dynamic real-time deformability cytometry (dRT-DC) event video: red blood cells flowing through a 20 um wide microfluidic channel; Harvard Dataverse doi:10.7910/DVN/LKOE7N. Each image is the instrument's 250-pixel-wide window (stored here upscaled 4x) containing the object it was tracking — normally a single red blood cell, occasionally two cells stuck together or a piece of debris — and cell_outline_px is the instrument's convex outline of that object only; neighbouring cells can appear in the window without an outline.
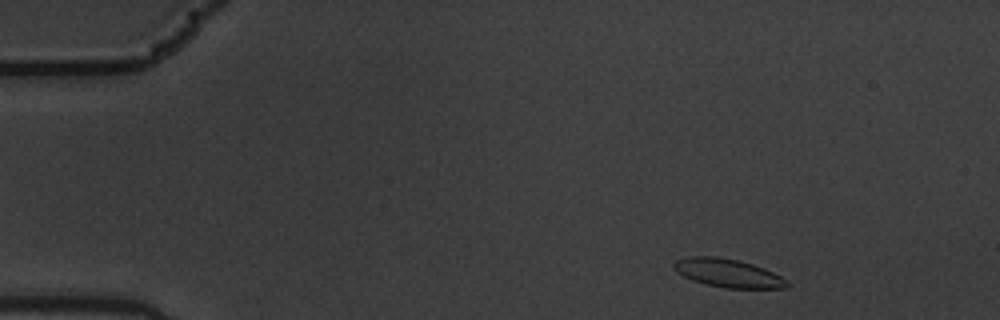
{"species": "common noctule bat (a hibernating species)", "species_latin": "Nyctalus noctula", "temperature_condition": "warm", "stored_images_in_passage": 5, "camera_frame_rate_fps": 3000, "um_per_image_px": 0.085, "animal": {"sex": "male", "body_mass_g": 19.5, "forearm_length_mm": 54.6}, "frame": {"image": 1, "passage_image": 1, "time_ms": 0.0, "image_size_px": [1000, 320], "cell_outline_px": [[792, 284], [788, 288], [724, 288], [692, 280], [676, 272], [672, 264], [676, 260], [688, 256], [716, 256], [736, 260], [752, 264], [764, 268], [788, 280]], "centroid_in_image_um": [61.89, 23.21], "position_along_channel_um": 23.1, "area_um2": 18.73}}
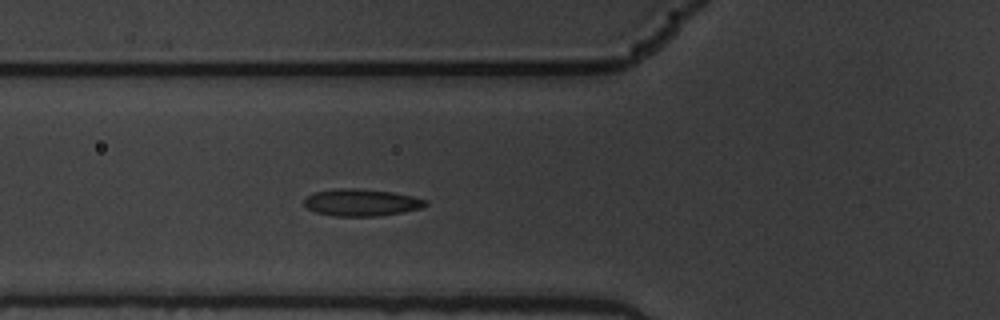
{"frame": {"image": 2, "passage_image": 5, "time_ms": 1.333, "image_size_px": [1000, 320], "cell_outline_px": [[428, 204], [420, 208], [400, 212], [376, 216], [336, 216], [316, 212], [308, 208], [304, 204], [304, 200], [312, 192], [336, 188], [360, 188], [392, 192], [412, 196], [428, 200]], "centroid_in_image_um": [30.7, 17.19], "position_along_channel_um": 95.1, "area_um2": 19.07}}